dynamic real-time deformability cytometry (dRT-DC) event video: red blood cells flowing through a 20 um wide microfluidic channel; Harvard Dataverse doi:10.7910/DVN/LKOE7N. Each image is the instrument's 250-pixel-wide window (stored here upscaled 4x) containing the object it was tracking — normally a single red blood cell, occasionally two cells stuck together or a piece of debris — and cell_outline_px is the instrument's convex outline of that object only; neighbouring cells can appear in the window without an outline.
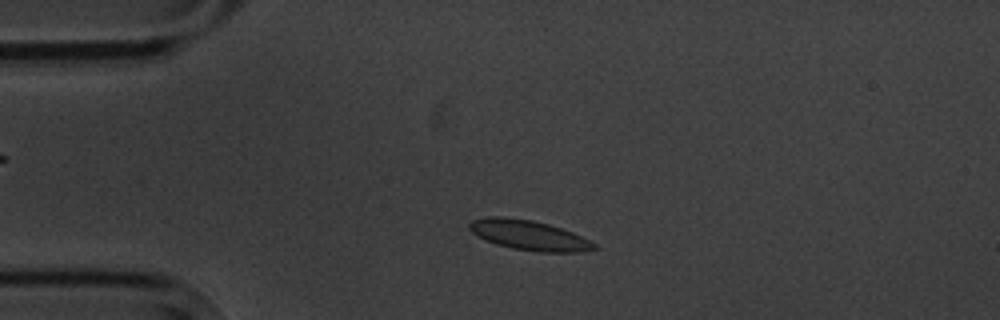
{"species": "common noctule bat (a hibernating species)", "species_latin": "Nyctalus noctula", "temperature_condition": "cold", "stored_images_in_passage": 3, "camera_frame_rate_fps": 3000, "um_per_image_px": 0.085, "animal": {"sex": "male", "body_mass_g": 20.1, "forearm_length_mm": 53.5}, "frame": {"image": 1, "passage_image": 2, "time_ms": 1.0, "image_size_px": [1000, 320], "cell_outline_px": [[600, 248], [584, 252], [540, 252], [512, 248], [496, 244], [484, 240], [472, 232], [468, 228], [468, 224], [472, 220], [488, 216], [500, 216], [532, 220], [548, 224], [572, 232], [596, 244]], "centroid_in_image_um": [44.95, 20.0], "position_along_channel_um": 40.0, "area_um2": 21.79}}